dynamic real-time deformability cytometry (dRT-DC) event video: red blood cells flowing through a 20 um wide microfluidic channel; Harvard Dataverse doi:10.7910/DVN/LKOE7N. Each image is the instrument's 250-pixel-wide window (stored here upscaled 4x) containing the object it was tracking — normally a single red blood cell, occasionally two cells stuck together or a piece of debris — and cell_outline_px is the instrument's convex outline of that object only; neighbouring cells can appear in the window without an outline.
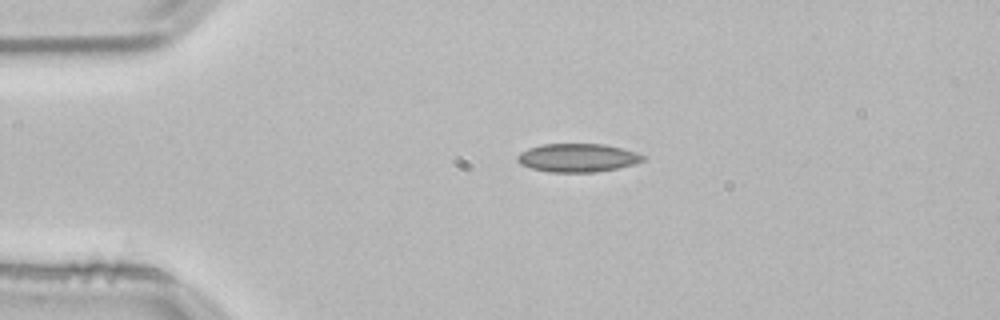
{"species": "common noctule bat (a hibernating species)", "species_latin": "Nyctalus noctula", "temperature_condition": "room temperature", "stored_images_in_passage": 43, "camera_frame_rate_fps": 3000, "um_per_image_px": 0.085, "animal": {"sex": "male", "body_mass_g": 21.5, "forearm_length_mm": 52.0}, "frame": {"image": 1, "passage_image": 1, "time_ms": 0.0, "image_size_px": [1000, 320], "cell_outline_px": [[648, 156], [644, 160], [636, 164], [596, 172], [548, 172], [532, 168], [520, 164], [516, 160], [516, 156], [520, 152], [528, 148], [540, 144], [604, 144], [636, 152]], "centroid_in_image_um": [49.09, 13.41], "position_along_channel_um": 35.9, "area_um2": 20.92}}
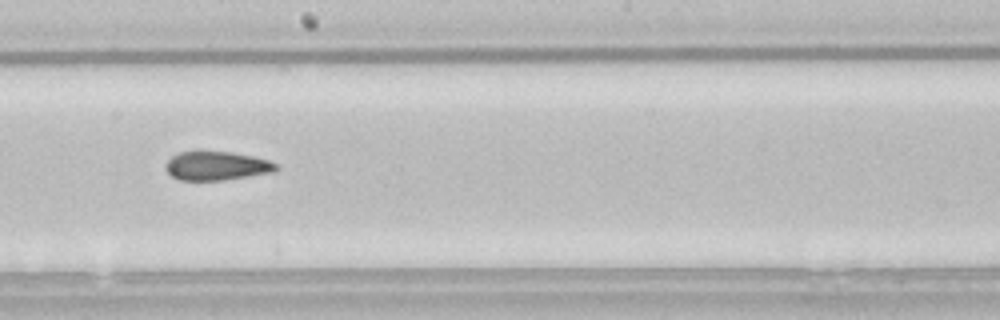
{"frame": {"image": 2, "passage_image": 19, "time_ms": 6.0, "image_size_px": [1000, 320], "cell_outline_px": [[280, 168], [276, 172], [224, 180], [180, 180], [172, 176], [164, 168], [164, 164], [172, 156], [180, 152], [196, 148], [232, 152], [252, 156], [268, 160], [280, 164]], "centroid_in_image_um": [18.42, 14.06], "position_along_channel_um": 229.8, "area_um2": 19.42}}
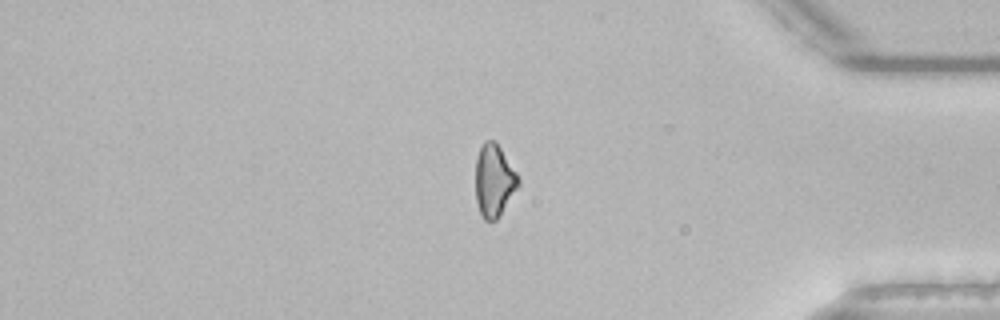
{"frame": {"image": 3, "passage_image": 34, "time_ms": 11.0, "image_size_px": [1000, 320], "cell_outline_px": [[520, 184], [500, 216], [496, 220], [484, 220], [480, 212], [476, 200], [476, 156], [484, 140], [496, 140], [516, 172], [520, 180]], "centroid_in_image_um": [42.0, 15.33], "position_along_channel_um": 393.2, "area_um2": 18.15}, "authors_computed_cell_mechanics": {"area_um2": 19.2474, "velocity_mm_per_s": 3.8214, "shape_relaxation_time_tau1_ms": null, "shape_relaxation_time_tau2_ms": 4.5351, "deformation_change_tau1": null, "deformation_change_tau2": 0.1073}}